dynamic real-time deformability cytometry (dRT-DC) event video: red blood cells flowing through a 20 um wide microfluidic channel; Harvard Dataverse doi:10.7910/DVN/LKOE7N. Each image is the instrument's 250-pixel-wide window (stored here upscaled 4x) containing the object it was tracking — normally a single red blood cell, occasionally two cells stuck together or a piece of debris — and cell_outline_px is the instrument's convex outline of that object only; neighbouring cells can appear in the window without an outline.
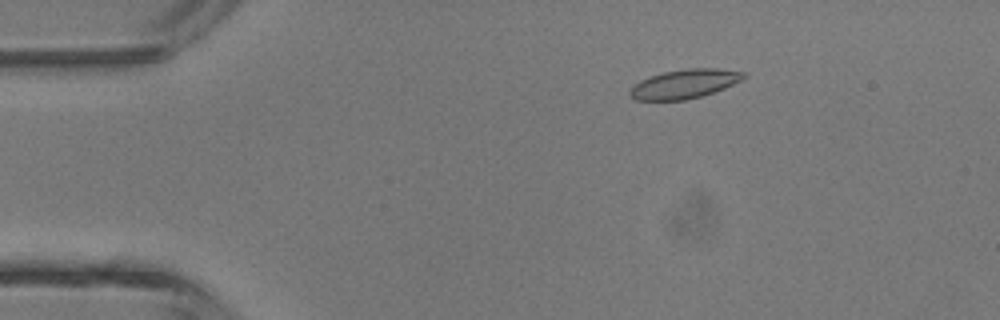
{"species": "common noctule bat (a hibernating species)", "species_latin": "Nyctalus noctula", "temperature_condition": "room temperature", "stored_images_in_passage": 4, "camera_frame_rate_fps": 3000, "um_per_image_px": 0.085, "animal": {"sex": "male", "body_mass_g": 13.3}, "frame": {"image": 1, "passage_image": 1, "time_ms": 0.0, "image_size_px": [1000, 320], "cell_outline_px": [[748, 76], [724, 88], [700, 96], [684, 100], [636, 100], [628, 92], [640, 80], [664, 72], [688, 68], [720, 68], [748, 72]], "centroid_in_image_um": [58.23, 7.11], "position_along_channel_um": 26.8, "area_um2": 19.07}}
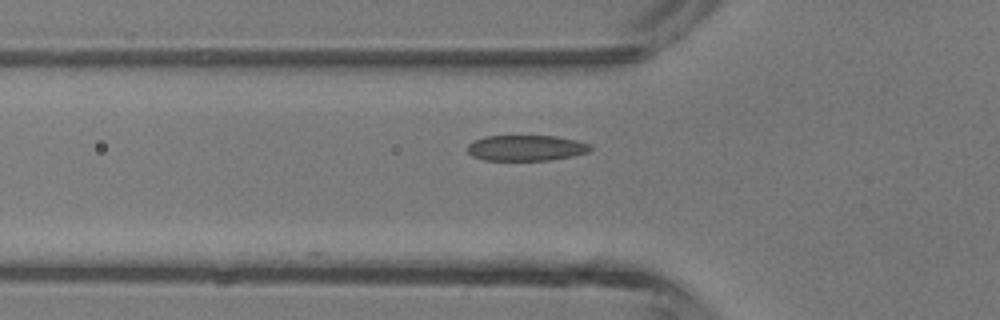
{"frame": {"image": 2, "passage_image": 3, "time_ms": 2.667, "image_size_px": [1000, 320], "cell_outline_px": [[592, 148], [588, 152], [572, 156], [548, 160], [484, 160], [472, 156], [468, 152], [468, 144], [484, 136], [556, 136], [576, 140], [592, 144]], "centroid_in_image_um": [44.74, 12.57], "position_along_channel_um": 81.1, "area_um2": 18.38}}